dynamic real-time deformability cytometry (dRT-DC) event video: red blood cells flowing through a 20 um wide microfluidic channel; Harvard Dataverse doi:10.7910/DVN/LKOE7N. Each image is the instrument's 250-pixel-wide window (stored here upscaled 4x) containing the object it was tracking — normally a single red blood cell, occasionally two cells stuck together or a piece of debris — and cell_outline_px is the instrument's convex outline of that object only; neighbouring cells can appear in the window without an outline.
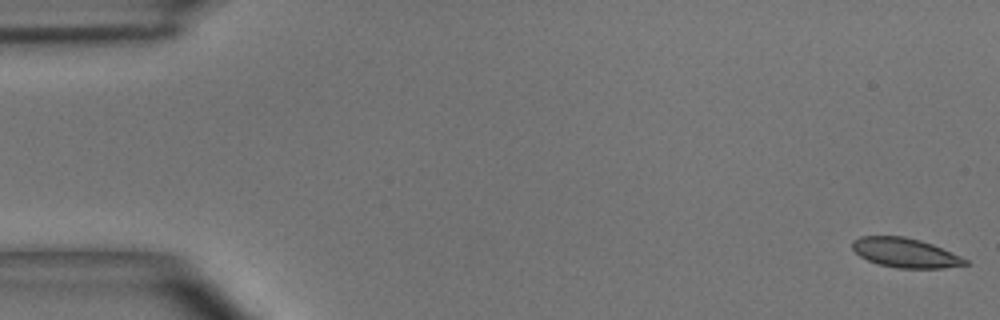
{"species": "common noctule bat (a hibernating species)", "species_latin": "Nyctalus noctula", "temperature_condition": "room temperature", "stored_images_in_passage": 50, "camera_frame_rate_fps": 3000, "um_per_image_px": 0.085, "animal": {"sex": "male", "body_mass_g": 15.6}, "frame": {"image": 1, "passage_image": 1, "time_ms": 0.0, "image_size_px": [1000, 320], "cell_outline_px": [[972, 264], [944, 268], [896, 268], [876, 264], [860, 256], [852, 248], [852, 240], [860, 236], [904, 236], [920, 240], [932, 244], [960, 256], [968, 260]], "centroid_in_image_um": [76.95, 21.49], "position_along_channel_um": 8.1, "area_um2": 19.48}}
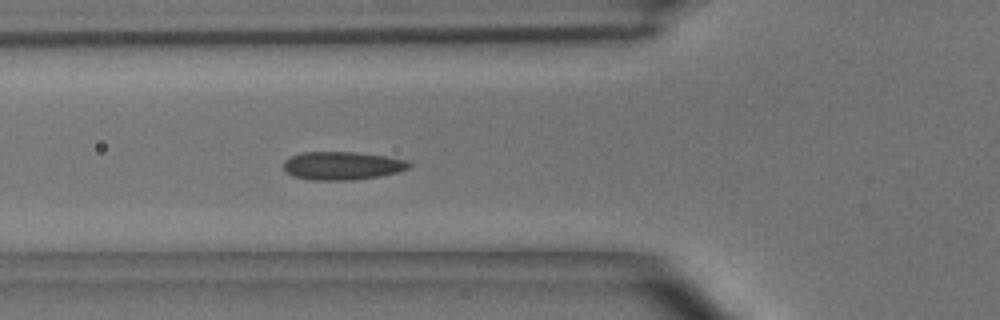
{"frame": {"image": 2, "passage_image": 18, "time_ms": 5.667, "image_size_px": [1000, 320], "cell_outline_px": [[412, 164], [408, 168], [400, 172], [380, 176], [352, 180], [312, 180], [292, 176], [284, 168], [284, 160], [300, 152], [356, 152], [388, 156], [408, 160]], "centroid_in_image_um": [29.13, 14.08], "position_along_channel_um": 96.7, "area_um2": 20.81}}
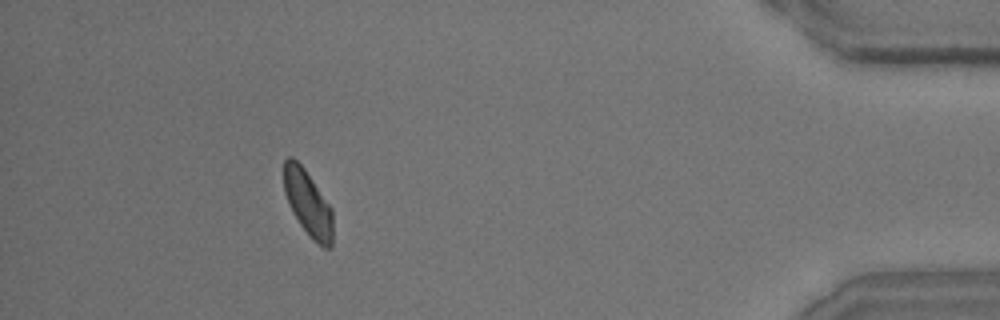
{"frame": {"image": 3, "passage_image": 46, "time_ms": 15.0, "image_size_px": [1000, 320], "cell_outline_px": [[332, 248], [324, 248], [300, 224], [292, 212], [284, 192], [284, 160], [288, 156], [292, 156], [304, 168], [332, 208]], "centroid_in_image_um": [26.17, 17.23], "position_along_channel_um": 409.0, "area_um2": 18.38}, "authors_computed_cell_mechanics": {"area_um2": 19.8254, "velocity_mm_per_s": 3.936, "shape_relaxation_time_tau1_ms": 3.0334, "shape_relaxation_time_tau2_ms": 1.3258, "deformation_change_tau1": 0.1152, "deformation_change_tau2": 0.0736}}